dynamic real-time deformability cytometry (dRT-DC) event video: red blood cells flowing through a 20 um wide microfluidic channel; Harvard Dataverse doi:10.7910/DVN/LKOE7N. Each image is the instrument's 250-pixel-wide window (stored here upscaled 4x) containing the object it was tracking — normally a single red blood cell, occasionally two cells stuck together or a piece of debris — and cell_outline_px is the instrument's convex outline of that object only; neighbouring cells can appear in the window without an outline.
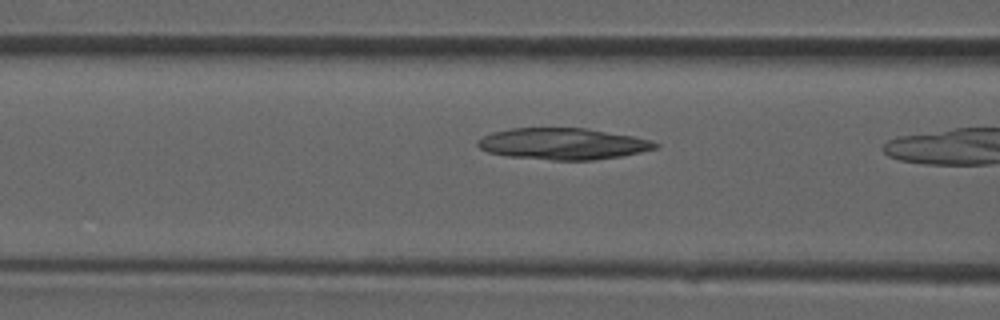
{"species": "common noctule bat (a hibernating species)", "species_latin": "Nyctalus noctula", "temperature_condition": "room temperature", "stored_images_in_passage": 13, "camera_frame_rate_fps": 3000, "um_per_image_px": 0.085, "animal": {"sex": "male", "forearm_length_mm": 52.5}, "frame": {"image": 1, "passage_image": 11, "time_ms": 3.333, "image_size_px": [1000, 320], "cell_outline_px": [[660, 144], [656, 148], [640, 152], [620, 156], [592, 160], [552, 160], [508, 156], [488, 152], [480, 148], [476, 144], [476, 140], [492, 132], [508, 128], [584, 128], [632, 136], [652, 140]], "centroid_in_image_um": [47.82, 12.22], "position_along_channel_um": 118.8, "area_um2": 32.43}}